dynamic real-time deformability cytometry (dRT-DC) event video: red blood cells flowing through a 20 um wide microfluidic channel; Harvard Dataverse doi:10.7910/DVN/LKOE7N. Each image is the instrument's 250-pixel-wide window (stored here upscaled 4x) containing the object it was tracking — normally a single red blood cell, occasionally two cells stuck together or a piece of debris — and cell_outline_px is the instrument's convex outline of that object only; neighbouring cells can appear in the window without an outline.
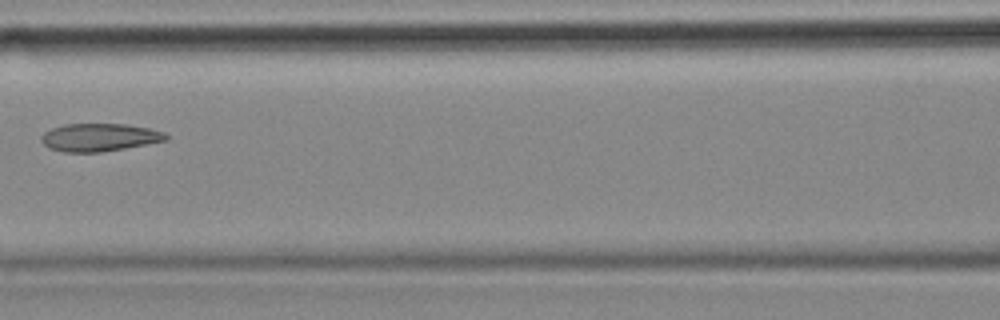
{"species": "common noctule bat (a hibernating species)", "species_latin": "Nyctalus noctula", "temperature_condition": "cold", "stored_images_in_passage": 9, "camera_frame_rate_fps": 3000, "um_per_image_px": 0.085, "animal": {"sex": "female", "body_mass_g": 18.4}, "frame": {"image": 1, "passage_image": 7, "time_ms": 2.0, "image_size_px": [1000, 320], "cell_outline_px": [[168, 140], [124, 148], [100, 152], [64, 152], [48, 148], [40, 140], [40, 136], [44, 132], [52, 128], [64, 124], [128, 124], [148, 128], [164, 132], [168, 136]], "centroid_in_image_um": [8.42, 11.67], "position_along_channel_um": 158.2, "area_um2": 20.23}}
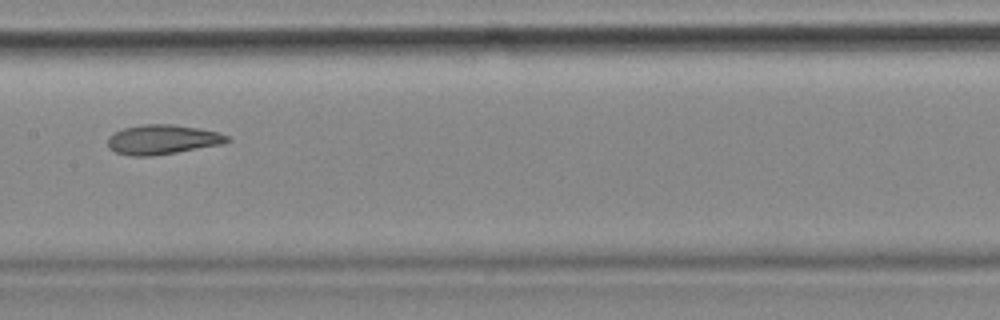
{"frame": {"image": 2, "passage_image": 8, "time_ms": 2.333, "image_size_px": [1000, 320], "cell_outline_px": [[232, 140], [224, 144], [152, 156], [132, 156], [116, 152], [108, 148], [108, 136], [112, 132], [124, 128], [144, 124], [172, 124], [220, 132], [228, 136]], "centroid_in_image_um": [13.81, 11.86], "position_along_channel_um": 193.6, "area_um2": 20.69}}